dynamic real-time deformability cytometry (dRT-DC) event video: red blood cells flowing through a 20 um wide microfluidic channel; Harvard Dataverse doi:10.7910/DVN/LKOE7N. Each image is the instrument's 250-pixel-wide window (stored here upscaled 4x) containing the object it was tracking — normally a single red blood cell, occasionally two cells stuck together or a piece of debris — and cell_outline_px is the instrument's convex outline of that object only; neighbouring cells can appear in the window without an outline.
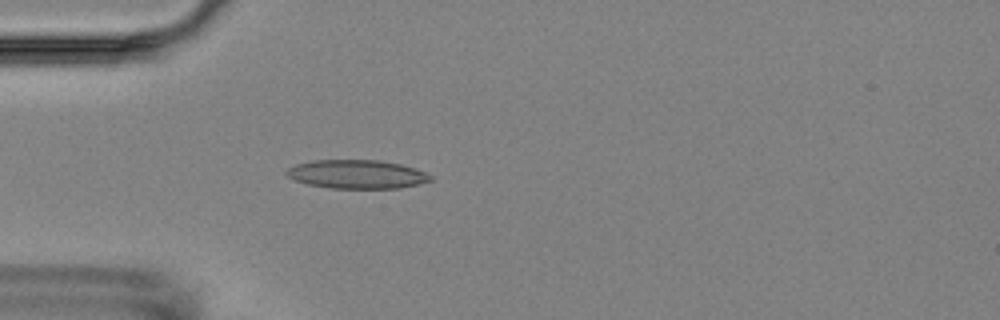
{"species": "Egyptian fruit bat (a non-hibernating species)", "species_latin": "Rousettus aegyptiacus", "temperature_condition": "room temperature", "stored_images_in_passage": 4, "camera_frame_rate_fps": 3000, "um_per_image_px": 0.085, "animal": {"sex": "female"}, "frame": {"image": 1, "passage_image": 4, "time_ms": 3.667, "image_size_px": [1000, 320], "cell_outline_px": [[432, 180], [400, 188], [328, 188], [308, 184], [292, 180], [284, 172], [288, 168], [296, 164], [312, 160], [380, 160], [400, 164], [424, 172], [432, 176]], "centroid_in_image_um": [30.27, 14.81], "position_along_channel_um": 54.7, "area_um2": 23.99}}